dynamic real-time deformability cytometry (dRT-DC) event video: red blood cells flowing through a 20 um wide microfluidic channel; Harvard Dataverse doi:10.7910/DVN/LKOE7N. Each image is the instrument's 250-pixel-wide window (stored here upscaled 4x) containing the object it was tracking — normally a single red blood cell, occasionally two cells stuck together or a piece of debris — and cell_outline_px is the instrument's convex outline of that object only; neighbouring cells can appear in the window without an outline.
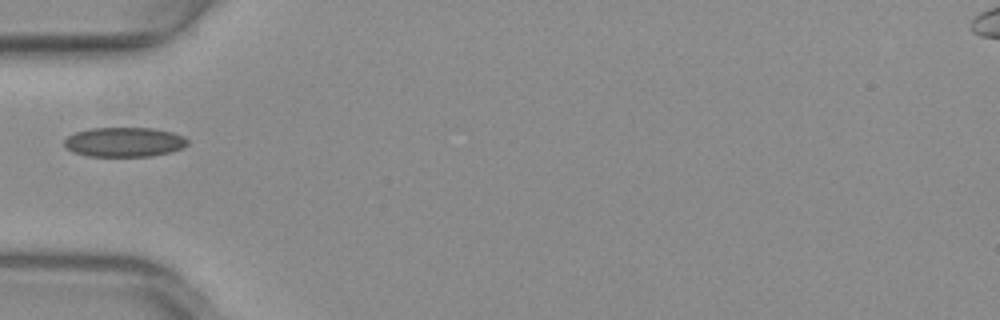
{"species": "common noctule bat (a hibernating species)", "species_latin": "Nyctalus noctula", "temperature_condition": "warm", "stored_images_in_passage": 8, "camera_frame_rate_fps": 3000, "um_per_image_px": 0.085, "animal": {"sex": "female", "body_mass_g": 29.2, "forearm_length_mm": 56.3}, "frame": {"image": 1, "passage_image": 1, "time_ms": 0.0, "image_size_px": [1000, 320], "cell_outline_px": [[188, 144], [180, 148], [168, 152], [152, 156], [88, 156], [76, 152], [68, 148], [64, 144], [64, 140], [68, 136], [76, 132], [92, 128], [152, 128], [172, 132], [184, 136], [188, 140]], "centroid_in_image_um": [10.58, 12.07], "position_along_channel_um": 74.4, "area_um2": 20.98}}